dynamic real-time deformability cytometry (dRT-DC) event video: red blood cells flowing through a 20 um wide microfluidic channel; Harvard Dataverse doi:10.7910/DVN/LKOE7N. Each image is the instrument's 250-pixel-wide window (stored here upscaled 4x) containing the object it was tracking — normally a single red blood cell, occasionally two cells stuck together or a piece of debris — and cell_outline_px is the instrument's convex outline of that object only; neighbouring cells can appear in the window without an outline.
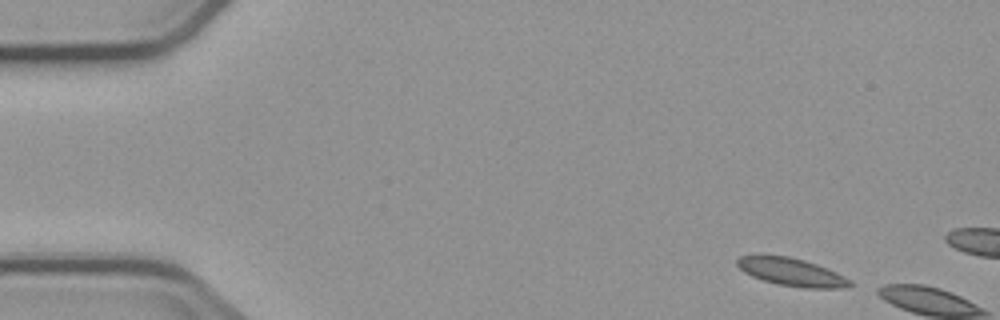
{"species": "common noctule bat (a hibernating species)", "species_latin": "Nyctalus noctula", "temperature_condition": "cold", "stored_images_in_passage": 2, "camera_frame_rate_fps": 3000, "um_per_image_px": 0.085, "animal": {"sex": "male", "body_mass_g": 23.1, "forearm_length_mm": 52.7}, "frame": {"image": 1, "passage_image": 1, "time_ms": 0.0, "image_size_px": [1000, 320], "cell_outline_px": [[856, 284], [844, 288], [804, 288], [776, 284], [752, 276], [744, 272], [736, 264], [736, 260], [740, 256], [760, 252], [764, 252], [788, 256], [804, 260], [828, 268], [852, 280]], "centroid_in_image_um": [67.25, 23.08], "position_along_channel_um": 17.7, "area_um2": 19.02}}